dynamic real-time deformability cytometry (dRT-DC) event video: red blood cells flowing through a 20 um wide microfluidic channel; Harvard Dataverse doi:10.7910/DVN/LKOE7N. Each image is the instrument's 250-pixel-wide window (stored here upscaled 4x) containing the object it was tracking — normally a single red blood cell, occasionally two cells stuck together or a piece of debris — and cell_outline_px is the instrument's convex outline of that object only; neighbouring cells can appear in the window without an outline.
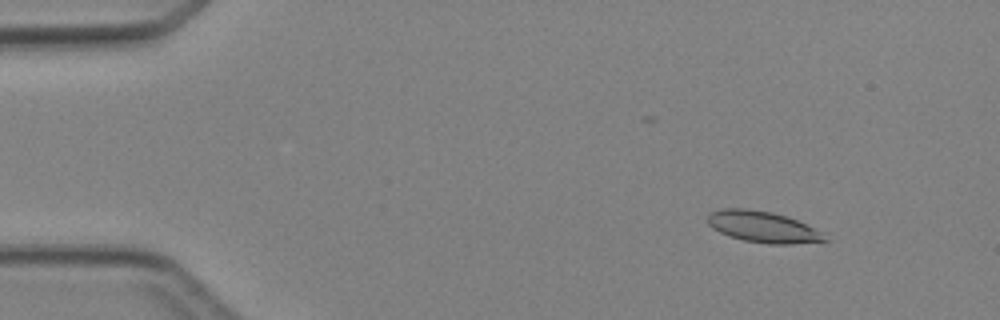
{"species": "Egyptian fruit bat (a non-hibernating species)", "species_latin": "Rousettus aegyptiacus", "temperature_condition": "cold", "stored_images_in_passage": 4, "camera_frame_rate_fps": 3000, "um_per_image_px": 0.085, "animal": {"sex": "female"}, "frame": {"image": 1, "passage_image": 1, "time_ms": 0.0, "image_size_px": [1000, 320], "cell_outline_px": [[832, 240], [792, 244], [768, 244], [744, 240], [728, 236], [712, 228], [708, 224], [708, 216], [712, 212], [720, 208], [744, 208], [772, 212], [796, 220], [820, 232]], "centroid_in_image_um": [64.81, 19.29], "position_along_channel_um": 20.2, "area_um2": 21.1}}
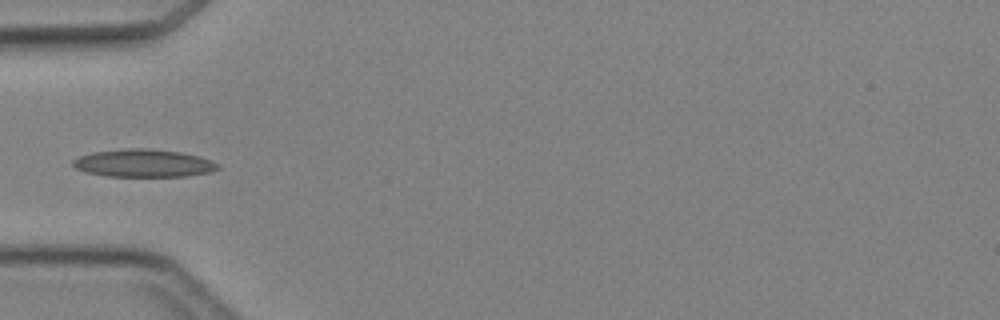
{"frame": {"image": 2, "passage_image": 4, "time_ms": 3.333, "image_size_px": [1000, 320], "cell_outline_px": [[220, 168], [208, 172], [184, 176], [104, 176], [84, 172], [76, 168], [72, 164], [72, 160], [80, 156], [92, 152], [128, 148], [148, 148], [180, 152], [200, 156], [220, 164]], "centroid_in_image_um": [12.18, 13.86], "position_along_channel_um": 72.8, "area_um2": 23.47}}